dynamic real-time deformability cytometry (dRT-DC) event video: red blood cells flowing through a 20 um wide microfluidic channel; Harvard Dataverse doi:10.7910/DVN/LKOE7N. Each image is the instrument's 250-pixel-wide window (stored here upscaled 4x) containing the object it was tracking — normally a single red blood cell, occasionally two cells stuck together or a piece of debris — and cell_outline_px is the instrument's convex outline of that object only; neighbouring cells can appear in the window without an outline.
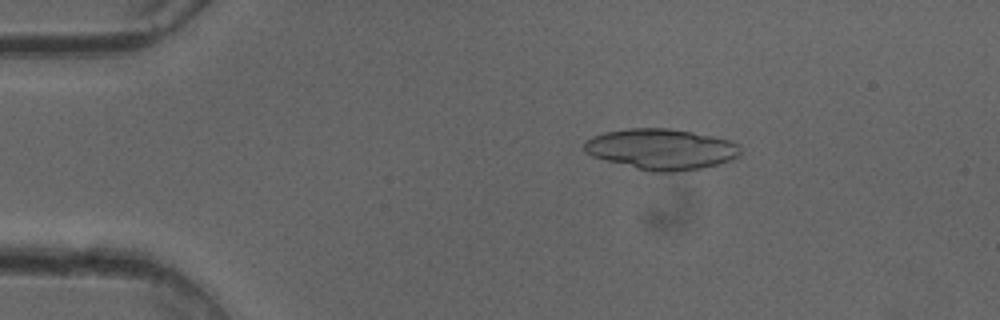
{"species": "common noctule bat (a hibernating species)", "species_latin": "Nyctalus noctula", "temperature_condition": "cold", "stored_images_in_passage": 50, "camera_frame_rate_fps": 3000, "um_per_image_px": 0.085, "animal": {"sex": "female"}, "frame": {"image": 1, "passage_image": 9, "time_ms": 2.667, "image_size_px": [1000, 320], "cell_outline_px": [[740, 156], [716, 164], [700, 168], [676, 172], [652, 172], [604, 160], [592, 156], [584, 152], [584, 140], [592, 136], [604, 132], [628, 128], [668, 128], [692, 132], [732, 140], [740, 148]], "centroid_in_image_um": [56.16, 12.67], "position_along_channel_um": 28.8, "area_um2": 37.11}}